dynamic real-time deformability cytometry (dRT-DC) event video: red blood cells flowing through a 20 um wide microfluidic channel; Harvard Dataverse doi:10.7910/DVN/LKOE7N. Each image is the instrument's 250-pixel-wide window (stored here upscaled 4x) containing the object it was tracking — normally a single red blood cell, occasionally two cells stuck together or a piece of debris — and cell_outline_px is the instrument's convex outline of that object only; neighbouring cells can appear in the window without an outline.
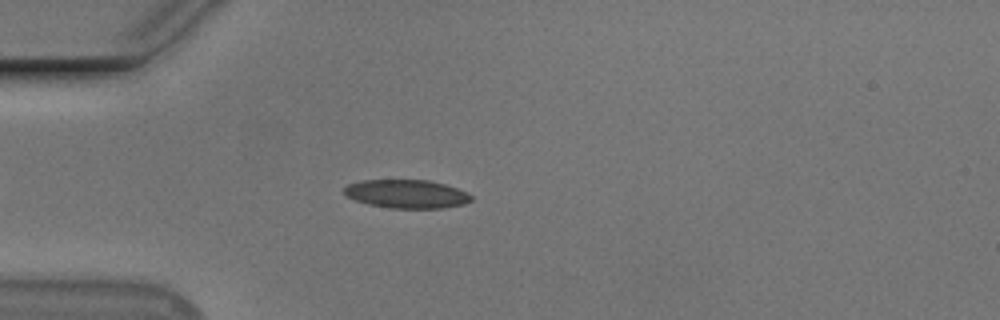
{"species": "Egyptian fruit bat (a non-hibernating species)", "species_latin": "Rousettus aegyptiacus", "temperature_condition": "cold", "stored_images_in_passage": 3, "camera_frame_rate_fps": 3000, "um_per_image_px": 0.085, "animal": {"sex": "male"}, "frame": {"image": 1, "passage_image": 2, "time_ms": 1.333, "image_size_px": [1000, 320], "cell_outline_px": [[472, 200], [464, 204], [440, 208], [392, 208], [368, 204], [356, 200], [348, 196], [344, 192], [344, 188], [348, 184], [364, 180], [428, 180], [444, 184], [468, 192], [472, 196]], "centroid_in_image_um": [34.59, 16.48], "position_along_channel_um": 50.4, "area_um2": 20.92}}